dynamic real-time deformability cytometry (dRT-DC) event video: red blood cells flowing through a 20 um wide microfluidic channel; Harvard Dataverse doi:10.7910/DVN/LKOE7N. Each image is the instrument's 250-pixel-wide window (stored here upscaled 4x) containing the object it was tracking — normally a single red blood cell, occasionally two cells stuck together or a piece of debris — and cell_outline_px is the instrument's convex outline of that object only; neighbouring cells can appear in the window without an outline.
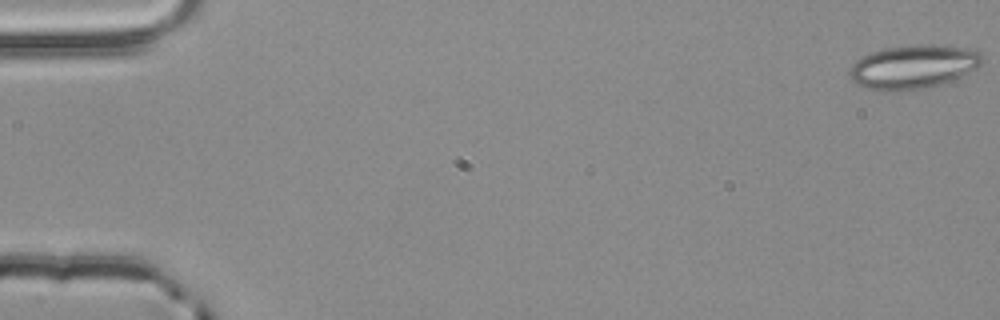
{"species": "common noctule bat (a hibernating species)", "species_latin": "Nyctalus noctula", "temperature_condition": "room temperature", "stored_images_in_passage": 55, "camera_frame_rate_fps": 3000, "um_per_image_px": 0.085, "animal": {"sex": "male", "body_mass_g": 20.4}, "frame": {"image": 1, "passage_image": 1, "time_ms": 0.0, "image_size_px": [1000, 320], "cell_outline_px": [[984, 64], [952, 80], [940, 84], [924, 88], [888, 92], [880, 92], [864, 88], [856, 84], [848, 76], [848, 72], [852, 64], [856, 60], [868, 52], [884, 48], [912, 44], [936, 44], [964, 48], [980, 52], [984, 56]], "centroid_in_image_um": [77.58, 5.68], "position_along_channel_um": 7.4, "area_um2": 34.45}}
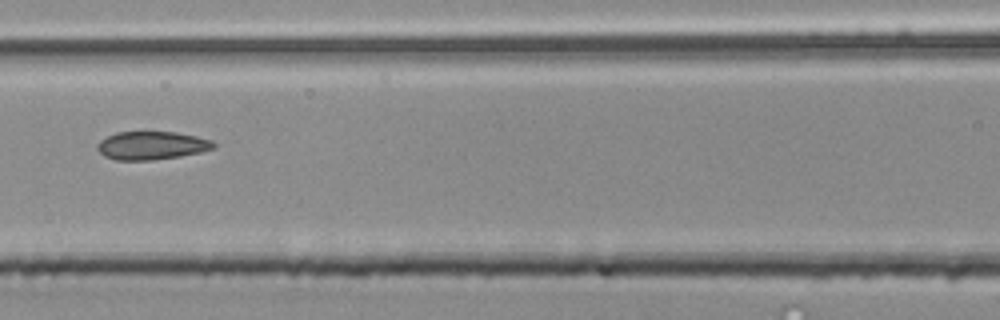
{"frame": {"image": 2, "passage_image": 25, "time_ms": 8.0, "image_size_px": [1000, 320], "cell_outline_px": [[216, 148], [200, 152], [180, 156], [148, 160], [116, 160], [104, 156], [96, 148], [96, 144], [100, 140], [116, 132], [144, 128], [176, 132], [196, 136], [212, 140], [216, 144]], "centroid_in_image_um": [12.87, 12.31], "position_along_channel_um": 153.7, "area_um2": 20.0}}
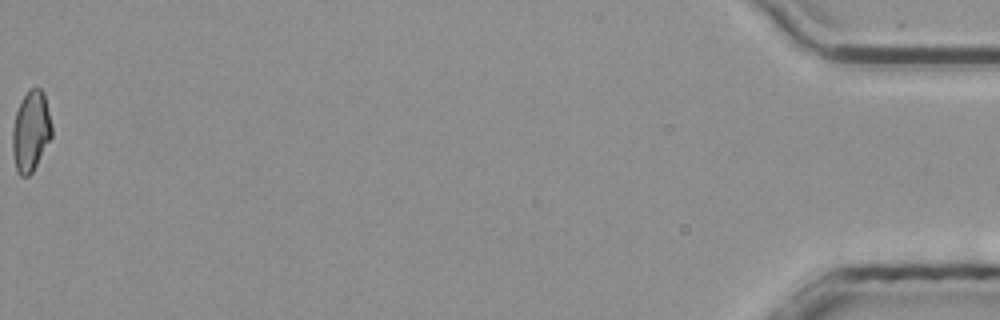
{"frame": {"image": 3, "passage_image": 55, "time_ms": 18.0, "image_size_px": [1000, 320], "cell_outline_px": [[52, 136], [32, 172], [28, 176], [20, 176], [16, 172], [12, 152], [12, 128], [16, 112], [20, 100], [28, 88], [40, 88], [44, 92], [52, 124]], "centroid_in_image_um": [2.61, 11.13], "position_along_channel_um": 432.6, "area_um2": 18.73}, "authors_computed_cell_mechanics": {"area_um2": 19.363, "velocity_mm_per_s": 3.8668, "shape_relaxation_time_tau1_ms": null, "shape_relaxation_time_tau2_ms": 2.5667, "deformation_change_tau1": null, "deformation_change_tau2": 0.0906}}